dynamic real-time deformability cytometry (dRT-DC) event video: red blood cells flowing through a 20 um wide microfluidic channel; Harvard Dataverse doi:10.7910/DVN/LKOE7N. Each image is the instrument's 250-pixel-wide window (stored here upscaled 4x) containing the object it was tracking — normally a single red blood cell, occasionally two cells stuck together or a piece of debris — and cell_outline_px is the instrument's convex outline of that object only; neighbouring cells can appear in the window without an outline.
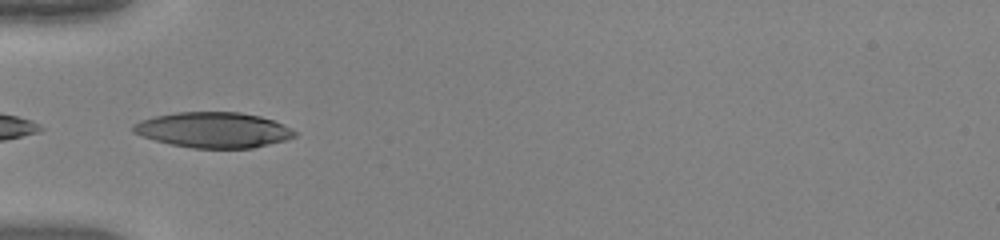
{"species": "human", "species_latin": "Homo sapiens", "temperature_condition": "warm", "stored_images_in_passage": 35, "camera_frame_rate_fps": 3000, "um_per_image_px": 0.085, "donor": {"sex": "female"}, "frame": {"image": 1, "passage_image": 2, "time_ms": 0.333, "image_size_px": [1000, 240], "cell_outline_px": [[296, 136], [284, 140], [252, 148], [192, 148], [172, 144], [156, 140], [132, 132], [132, 124], [140, 120], [156, 116], [176, 112], [240, 112], [260, 116], [284, 124], [296, 132]], "centroid_in_image_um": [18.14, 11.04], "position_along_channel_um": 66.9, "area_um2": 33.18}}
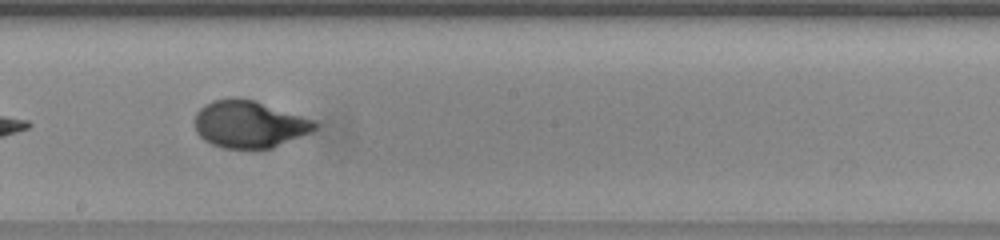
{"frame": {"image": 2, "passage_image": 14, "time_ms": 4.333, "image_size_px": [1000, 240], "cell_outline_px": [[320, 124], [312, 132], [272, 148], [224, 148], [212, 144], [204, 140], [196, 132], [196, 112], [204, 104], [212, 100], [236, 96], [252, 100], [316, 120]], "centroid_in_image_um": [21.2, 10.55], "position_along_channel_um": 227.0, "area_um2": 33.06}}
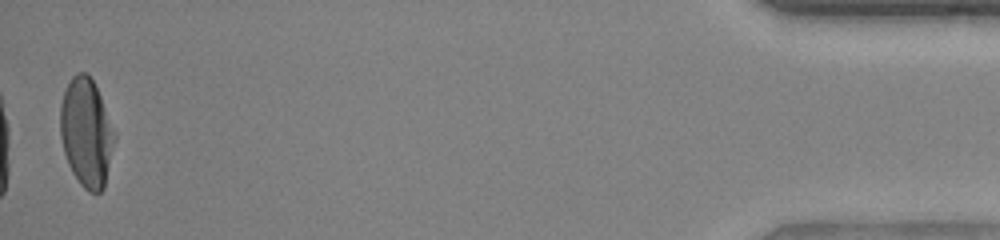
{"frame": {"image": 3, "passage_image": 35, "time_ms": 11.333, "image_size_px": [1000, 240], "cell_outline_px": [[116, 140], [104, 188], [100, 192], [88, 192], [80, 184], [72, 172], [68, 164], [64, 152], [60, 136], [60, 104], [64, 92], [72, 76], [76, 72], [84, 72], [92, 80], [100, 96], [116, 132]], "centroid_in_image_um": [7.35, 11.3], "position_along_channel_um": 427.8, "area_um2": 34.45}, "authors_computed_cell_mechanics": {"area_um2": 33.4662, "velocity_mm_per_s": 4.0548, "shape_relaxation_time_tau1_ms": 4.0356, "shape_relaxation_time_tau2_ms": null, "deformation_change_tau1": 0.247, "deformation_change_tau2": null}}